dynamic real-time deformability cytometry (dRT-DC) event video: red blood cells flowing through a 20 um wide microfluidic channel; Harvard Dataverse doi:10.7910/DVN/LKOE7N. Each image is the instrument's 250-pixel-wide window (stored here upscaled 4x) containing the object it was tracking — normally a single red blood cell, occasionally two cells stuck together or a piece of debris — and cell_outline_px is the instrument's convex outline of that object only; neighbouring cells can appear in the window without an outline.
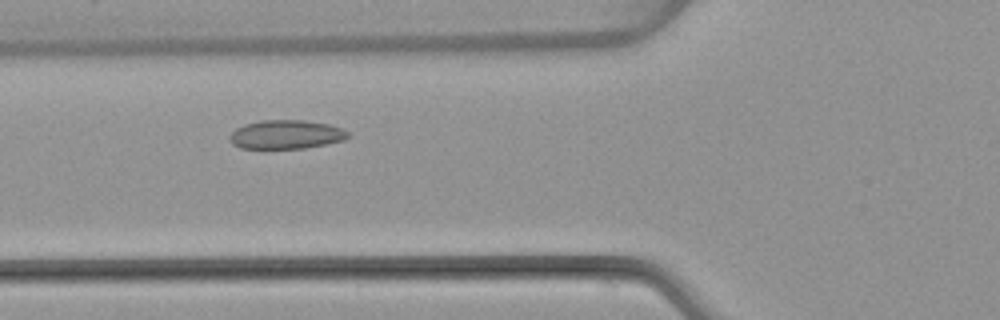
{"species": "common noctule bat (a hibernating species)", "species_latin": "Nyctalus noctula", "temperature_condition": "warm", "stored_images_in_passage": 5, "camera_frame_rate_fps": 3000, "um_per_image_px": 0.085, "animal": {"sex": "female", "body_mass_g": 22.7, "forearm_length_mm": 54.2}, "frame": {"image": 1, "passage_image": 4, "time_ms": 4.333, "image_size_px": [1000, 320], "cell_outline_px": [[348, 136], [344, 140], [304, 148], [240, 148], [232, 144], [228, 136], [236, 128], [244, 124], [260, 120], [304, 120], [328, 124], [340, 128], [348, 132]], "centroid_in_image_um": [24.27, 11.42], "position_along_channel_um": 101.5, "area_um2": 19.77}}
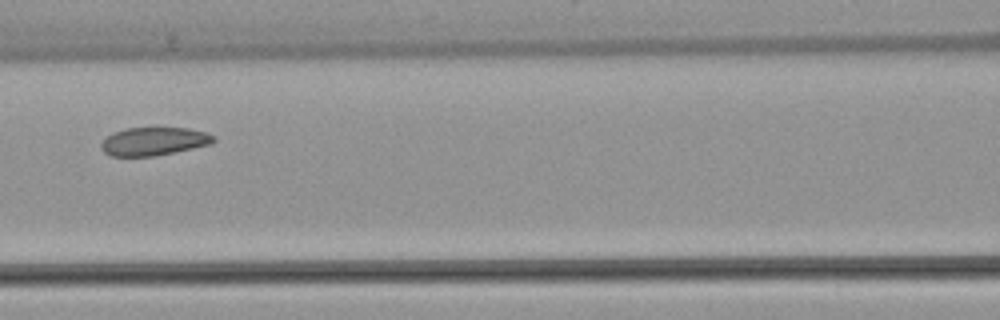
{"frame": {"image": 2, "passage_image": 5, "time_ms": 5.667, "image_size_px": [1000, 320], "cell_outline_px": [[216, 140], [212, 144], [156, 156], [112, 156], [104, 152], [100, 148], [100, 144], [112, 132], [124, 128], [188, 128], [204, 132], [216, 136]], "centroid_in_image_um": [13.08, 12.01], "position_along_channel_um": 153.5, "area_um2": 18.55}}